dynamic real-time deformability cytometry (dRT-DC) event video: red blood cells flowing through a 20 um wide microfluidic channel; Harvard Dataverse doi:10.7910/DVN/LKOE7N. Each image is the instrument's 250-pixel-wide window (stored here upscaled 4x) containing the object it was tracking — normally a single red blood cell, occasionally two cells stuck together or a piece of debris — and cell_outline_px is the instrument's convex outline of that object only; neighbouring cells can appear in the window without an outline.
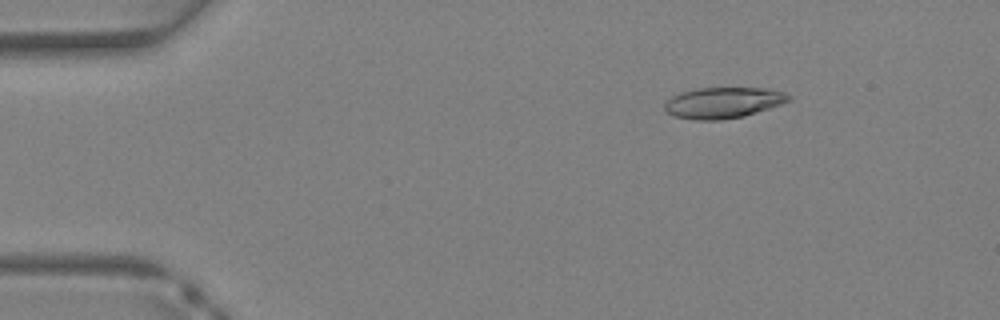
{"species": "Egyptian fruit bat (a non-hibernating species)", "species_latin": "Rousettus aegyptiacus", "temperature_condition": "warm", "stored_images_in_passage": 10, "camera_frame_rate_fps": 3000, "um_per_image_px": 0.085, "animal": {"sex": "female"}, "frame": {"image": 1, "passage_image": 4, "time_ms": 1.0, "image_size_px": [1000, 320], "cell_outline_px": [[792, 100], [744, 116], [720, 120], [692, 120], [672, 116], [664, 112], [664, 104], [672, 96], [680, 92], [700, 88], [772, 88], [784, 92], [792, 96]], "centroid_in_image_um": [61.45, 8.73], "position_along_channel_um": 23.5, "area_um2": 22.6}}